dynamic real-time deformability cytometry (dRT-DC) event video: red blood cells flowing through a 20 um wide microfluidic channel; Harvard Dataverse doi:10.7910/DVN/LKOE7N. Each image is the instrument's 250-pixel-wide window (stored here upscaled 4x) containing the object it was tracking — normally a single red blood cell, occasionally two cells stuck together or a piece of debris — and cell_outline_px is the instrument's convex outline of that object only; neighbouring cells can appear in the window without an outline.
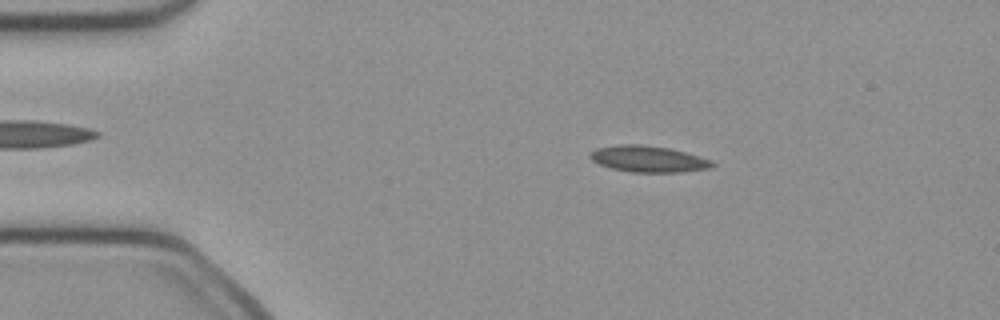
{"species": "common noctule bat (a hibernating species)", "species_latin": "Nyctalus noctula", "temperature_condition": "cold", "stored_images_in_passage": 49, "camera_frame_rate_fps": 3000, "um_per_image_px": 0.085, "animal": {"sex": "female", "body_mass_g": 21.9}, "frame": {"image": 1, "passage_image": 8, "time_ms": 2.333, "image_size_px": [1000, 320], "cell_outline_px": [[716, 164], [708, 168], [680, 172], [632, 172], [612, 168], [600, 164], [592, 160], [588, 156], [596, 148], [620, 144], [640, 144], [668, 148], [700, 156], [712, 160]], "centroid_in_image_um": [55.11, 13.51], "position_along_channel_um": 29.9, "area_um2": 18.55}}
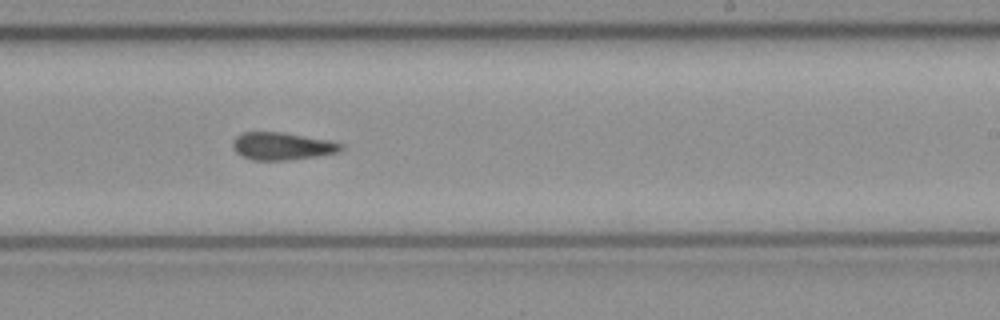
{"frame": {"image": 2, "passage_image": 29, "time_ms": 9.333, "image_size_px": [1000, 320], "cell_outline_px": [[344, 148], [340, 152], [316, 156], [288, 160], [252, 160], [240, 156], [232, 148], [232, 140], [236, 136], [244, 132], [284, 132], [328, 140], [344, 144]], "centroid_in_image_um": [23.96, 12.42], "position_along_channel_um": 265.0, "area_um2": 17.57}}
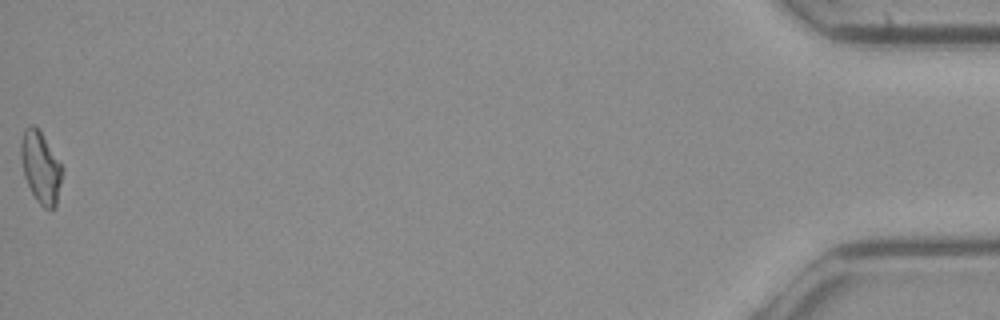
{"frame": {"image": 3, "passage_image": 49, "time_ms": 16.0, "image_size_px": [1000, 320], "cell_outline_px": [[64, 168], [56, 208], [44, 208], [36, 200], [24, 176], [20, 160], [20, 144], [24, 128], [32, 124], [40, 132]], "centroid_in_image_um": [3.46, 14.24], "position_along_channel_um": 431.7, "area_um2": 17.22}, "authors_computed_cell_mechanics": {"area_um2": 17.4556, "velocity_mm_per_s": 4.0992, "shape_relaxation_time_tau1_ms": null, "shape_relaxation_time_tau2_ms": 5.5402, "deformation_change_tau1": null, "deformation_change_tau2": 0.1441}}